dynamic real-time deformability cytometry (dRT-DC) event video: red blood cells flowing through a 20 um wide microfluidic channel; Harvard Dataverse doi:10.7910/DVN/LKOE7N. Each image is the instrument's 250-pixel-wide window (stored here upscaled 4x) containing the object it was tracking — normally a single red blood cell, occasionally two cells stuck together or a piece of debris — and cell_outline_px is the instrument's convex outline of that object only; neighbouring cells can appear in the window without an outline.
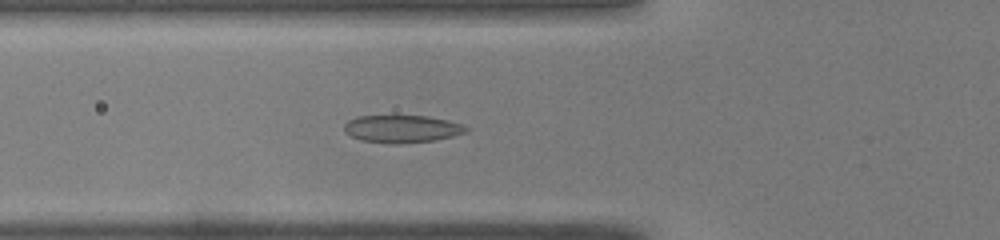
{"species": "common noctule bat (a hibernating species)", "species_latin": "Nyctalus noctula", "temperature_condition": "warm", "stored_images_in_passage": 36, "camera_frame_rate_fps": 3000, "um_per_image_px": 0.085, "animal": {"sex": "male", "body_mass_g": 19.0, "forearm_length_mm": 50.8}, "frame": {"image": 1, "passage_image": 5, "time_ms": 1.333, "image_size_px": [1000, 240], "cell_outline_px": [[468, 132], [436, 140], [396, 144], [392, 144], [360, 140], [344, 132], [344, 124], [348, 120], [356, 116], [428, 116], [448, 120], [460, 124], [468, 128]], "centroid_in_image_um": [34.14, 10.95], "position_along_channel_um": 91.7, "area_um2": 19.59}}
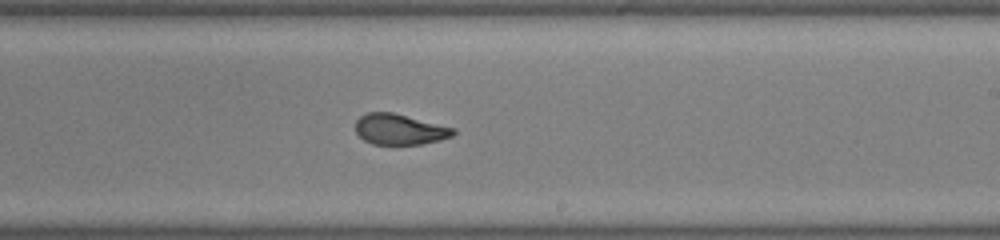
{"frame": {"image": 2, "passage_image": 17, "time_ms": 5.333, "image_size_px": [1000, 240], "cell_outline_px": [[456, 132], [452, 136], [440, 140], [424, 144], [372, 144], [364, 140], [356, 132], [356, 120], [360, 116], [368, 112], [392, 112], [456, 128]], "centroid_in_image_um": [33.98, 10.99], "position_along_channel_um": 255.0, "area_um2": 17.51}}
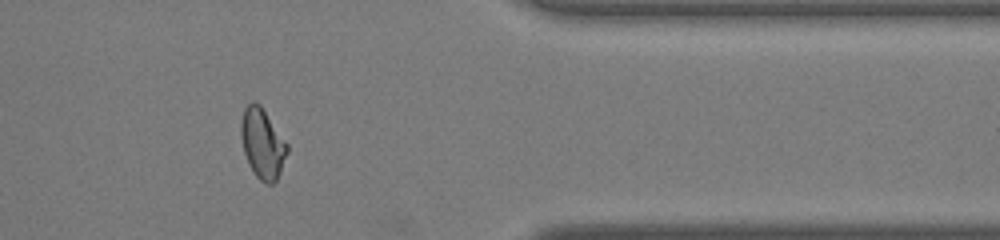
{"frame": {"image": 3, "passage_image": 28, "time_ms": 9.0, "image_size_px": [1000, 240], "cell_outline_px": [[288, 152], [280, 172], [276, 180], [272, 184], [264, 184], [256, 176], [248, 164], [244, 152], [240, 136], [240, 124], [244, 108], [252, 100], [260, 104], [288, 144]], "centroid_in_image_um": [22.3, 12.2], "position_along_channel_um": 389.1, "area_um2": 18.96}, "authors_computed_cell_mechanics": {"area_um2": 18.5827, "velocity_mm_per_s": 4.0903, "shape_relaxation_time_tau1_ms": 7.4817, "shape_relaxation_time_tau2_ms": 1.1242, "deformation_change_tau1": 0.2296, "deformation_change_tau2": 0.0645}}